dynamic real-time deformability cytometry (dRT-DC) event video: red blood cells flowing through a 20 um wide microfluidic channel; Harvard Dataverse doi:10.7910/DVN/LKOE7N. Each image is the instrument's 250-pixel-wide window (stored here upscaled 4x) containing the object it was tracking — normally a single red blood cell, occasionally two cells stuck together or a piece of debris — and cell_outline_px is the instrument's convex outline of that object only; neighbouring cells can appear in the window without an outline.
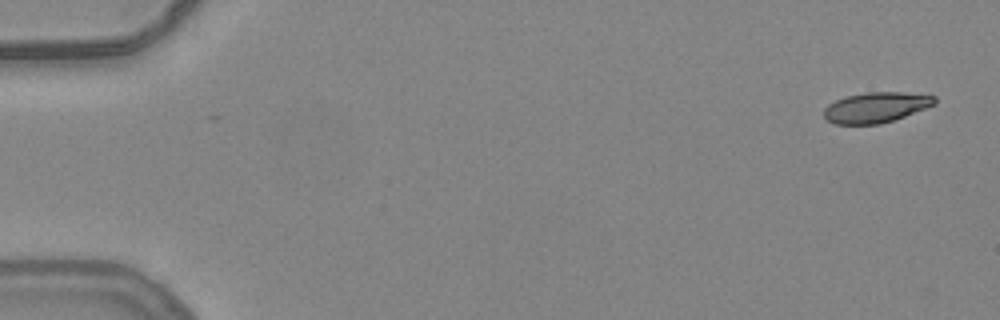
{"species": "common noctule bat (a hibernating species)", "species_latin": "Nyctalus noctula", "temperature_condition": "warm", "stored_images_in_passage": 48, "camera_frame_rate_fps": 3000, "um_per_image_px": 0.085, "animal": {"sex": "female", "body_mass_g": 24.6, "forearm_length_mm": 56.2}, "frame": {"image": 1, "passage_image": 1, "time_ms": 0.0, "image_size_px": [1000, 320], "cell_outline_px": [[936, 104], [904, 116], [880, 124], [836, 124], [828, 120], [824, 116], [824, 108], [828, 104], [836, 100], [848, 96], [864, 92], [904, 92], [936, 96]], "centroid_in_image_um": [74.46, 9.12], "position_along_channel_um": 10.5, "area_um2": 19.48}}
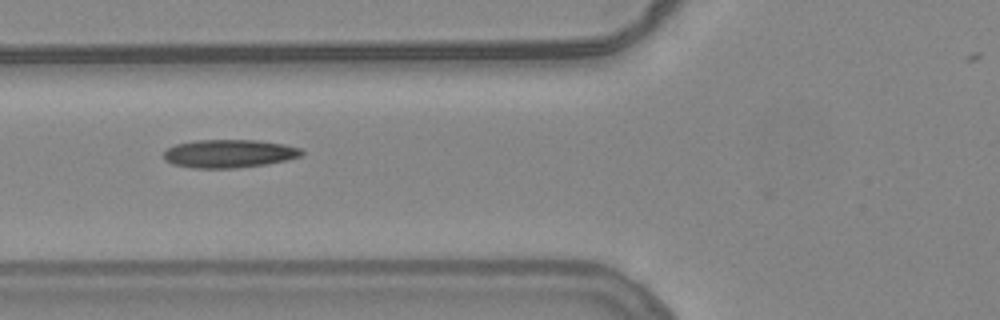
{"frame": {"image": 2, "passage_image": 20, "time_ms": 6.333, "image_size_px": [1000, 320], "cell_outline_px": [[304, 156], [268, 164], [236, 168], [192, 168], [172, 164], [164, 160], [164, 152], [168, 148], [176, 144], [196, 140], [260, 140], [284, 144], [300, 148], [304, 152]], "centroid_in_image_um": [19.5, 13.06], "position_along_channel_um": 106.3, "area_um2": 22.89}}
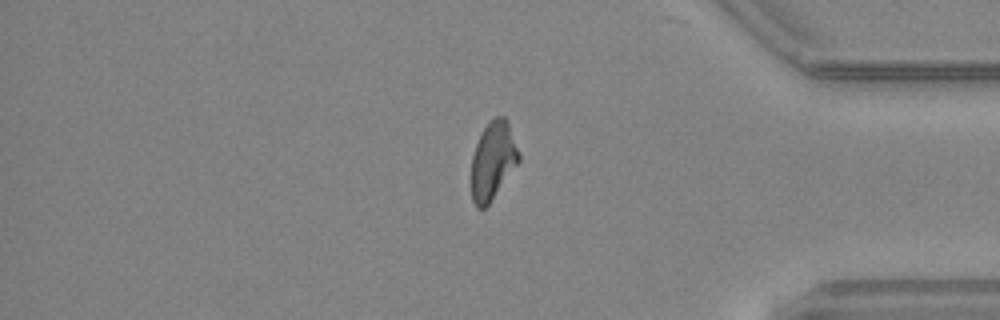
{"frame": {"image": 3, "passage_image": 44, "time_ms": 14.333, "image_size_px": [1000, 320], "cell_outline_px": [[520, 160], [492, 200], [484, 208], [476, 208], [472, 200], [472, 156], [476, 144], [484, 128], [496, 116], [504, 116], [508, 120], [520, 156]], "centroid_in_image_um": [41.9, 13.66], "position_along_channel_um": 393.3, "area_um2": 21.27}}